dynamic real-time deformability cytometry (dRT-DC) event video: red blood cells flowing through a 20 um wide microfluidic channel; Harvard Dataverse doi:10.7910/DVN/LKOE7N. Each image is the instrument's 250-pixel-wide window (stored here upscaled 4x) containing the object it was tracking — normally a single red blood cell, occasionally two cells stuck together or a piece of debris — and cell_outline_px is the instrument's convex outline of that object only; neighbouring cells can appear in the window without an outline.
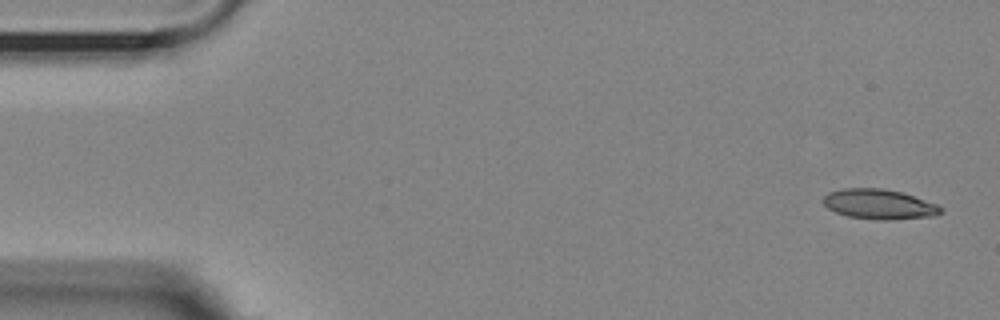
{"species": "Egyptian fruit bat (a non-hibernating species)", "species_latin": "Rousettus aegyptiacus", "temperature_condition": "room temperature", "stored_images_in_passage": 46, "camera_frame_rate_fps": 3000, "um_per_image_px": 0.085, "animal": {"sex": "female"}, "frame": {"image": 1, "passage_image": 1, "time_ms": 0.0, "image_size_px": [1000, 320], "cell_outline_px": [[944, 212], [936, 216], [888, 220], [876, 220], [848, 216], [836, 212], [828, 208], [824, 204], [824, 196], [828, 192], [844, 188], [884, 188], [900, 192], [936, 204], [944, 208]], "centroid_in_image_um": [74.75, 17.37], "position_along_channel_um": 10.3, "area_um2": 20.52}}
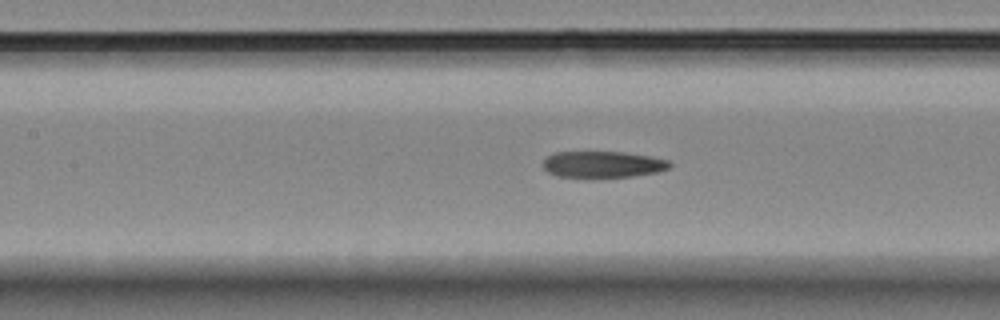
{"frame": {"image": 2, "passage_image": 23, "time_ms": 7.333, "image_size_px": [1000, 320], "cell_outline_px": [[672, 164], [668, 168], [656, 172], [632, 176], [556, 176], [548, 172], [544, 168], [544, 160], [548, 156], [556, 152], [624, 152], [652, 156], [668, 160]], "centroid_in_image_um": [51.26, 13.95], "position_along_channel_um": 156.1, "area_um2": 19.07}}
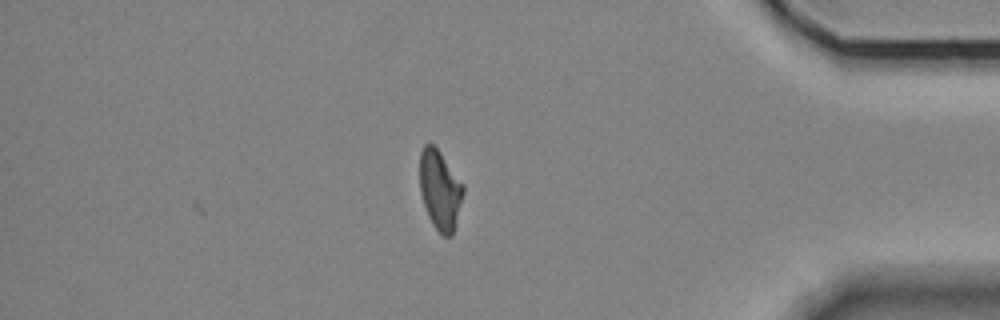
{"frame": {"image": 3, "passage_image": 46, "time_ms": 15.0, "image_size_px": [1000, 320], "cell_outline_px": [[464, 192], [452, 236], [444, 236], [432, 224], [428, 216], [420, 192], [420, 152], [424, 144], [432, 144], [440, 152], [464, 184]], "centroid_in_image_um": [37.4, 16.13], "position_along_channel_um": 397.8, "area_um2": 20.0}, "authors_computed_cell_mechanics": {"area_um2": 20.5768, "velocity_mm_per_s": 3.598, "shape_relaxation_time_tau1_ms": null, "shape_relaxation_time_tau2_ms": 6.5289, "deformation_change_tau1": null, "deformation_change_tau2": 0.1657}}